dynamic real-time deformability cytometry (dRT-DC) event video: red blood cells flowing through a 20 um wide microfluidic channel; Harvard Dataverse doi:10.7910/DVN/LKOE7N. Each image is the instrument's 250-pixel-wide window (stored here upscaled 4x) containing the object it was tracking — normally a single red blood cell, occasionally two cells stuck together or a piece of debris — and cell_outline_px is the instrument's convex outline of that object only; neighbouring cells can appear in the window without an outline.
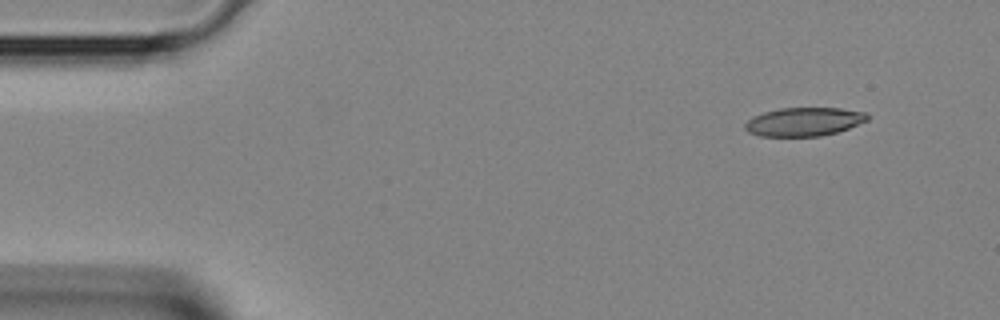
{"species": "Egyptian fruit bat (a non-hibernating species)", "species_latin": "Rousettus aegyptiacus", "temperature_condition": "room temperature", "stored_images_in_passage": 2, "camera_frame_rate_fps": 3000, "um_per_image_px": 0.085, "animal": {"sex": "female"}, "frame": {"image": 1, "passage_image": 1, "time_ms": 0.0, "image_size_px": [1000, 320], "cell_outline_px": [[868, 120], [848, 128], [836, 132], [820, 136], [760, 136], [748, 132], [744, 128], [744, 124], [752, 116], [764, 112], [780, 108], [840, 108], [864, 112], [868, 116]], "centroid_in_image_um": [68.3, 10.35], "position_along_channel_um": 16.7, "area_um2": 20.29}}